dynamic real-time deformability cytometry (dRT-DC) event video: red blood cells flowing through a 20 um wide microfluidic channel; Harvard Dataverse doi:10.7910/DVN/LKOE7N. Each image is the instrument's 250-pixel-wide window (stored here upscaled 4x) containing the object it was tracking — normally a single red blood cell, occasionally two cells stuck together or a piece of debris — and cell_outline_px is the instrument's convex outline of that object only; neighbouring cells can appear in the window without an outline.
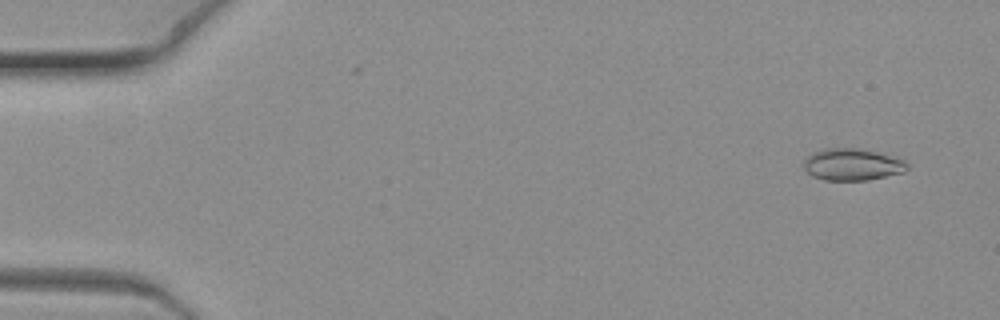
{"species": "common noctule bat (a hibernating species)", "species_latin": "Nyctalus noctula", "temperature_condition": "warm", "stored_images_in_passage": 3, "camera_frame_rate_fps": 3000, "um_per_image_px": 0.085, "animal": {"sex": "female", "body_mass_g": 19.3, "forearm_length_mm": 54.1}, "frame": {"image": 1, "passage_image": 2, "time_ms": 0.333, "image_size_px": [1000, 320], "cell_outline_px": [[908, 168], [904, 172], [868, 180], [824, 180], [812, 176], [804, 168], [804, 160], [812, 152], [824, 148], [860, 148], [876, 152], [904, 160], [908, 164]], "centroid_in_image_um": [72.43, 13.98], "position_along_channel_um": 12.6, "area_um2": 19.19}}